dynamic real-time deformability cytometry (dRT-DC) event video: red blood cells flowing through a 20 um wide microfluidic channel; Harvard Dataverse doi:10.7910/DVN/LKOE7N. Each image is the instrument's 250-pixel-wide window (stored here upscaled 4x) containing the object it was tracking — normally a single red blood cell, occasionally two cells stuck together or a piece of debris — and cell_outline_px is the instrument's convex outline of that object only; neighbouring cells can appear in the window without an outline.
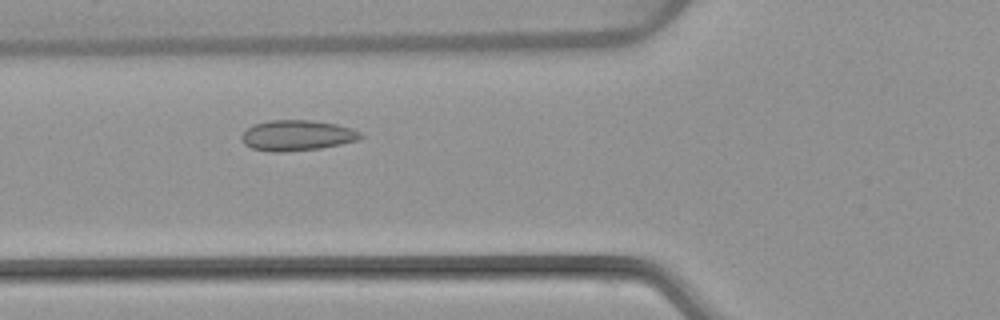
{"species": "common noctule bat (a hibernating species)", "species_latin": "Nyctalus noctula", "temperature_condition": "warm", "stored_images_in_passage": 47, "camera_frame_rate_fps": 3000, "um_per_image_px": 0.085, "animal": {"sex": "female", "body_mass_g": 22.7, "forearm_length_mm": 54.2}, "frame": {"image": 1, "passage_image": 14, "time_ms": 4.333, "image_size_px": [1000, 320], "cell_outline_px": [[364, 136], [360, 140], [320, 148], [284, 152], [272, 152], [252, 148], [244, 144], [240, 136], [252, 124], [268, 120], [308, 120], [336, 124], [352, 128], [360, 132]], "centroid_in_image_um": [25.25, 11.51], "position_along_channel_um": 100.6, "area_um2": 21.27}}
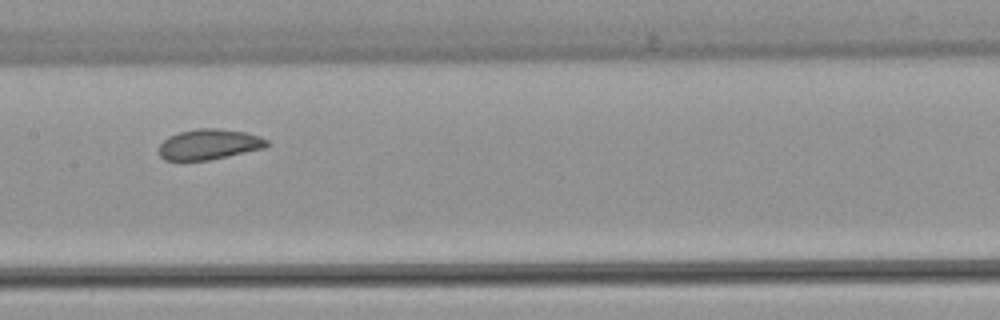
{"frame": {"image": 2, "passage_image": 21, "time_ms": 6.667, "image_size_px": [1000, 320], "cell_outline_px": [[272, 144], [264, 148], [208, 160], [164, 160], [160, 156], [160, 144], [168, 136], [180, 132], [196, 128], [216, 128], [244, 132], [260, 136], [268, 140]], "centroid_in_image_um": [17.79, 12.26], "position_along_channel_um": 189.6, "area_um2": 19.07}}
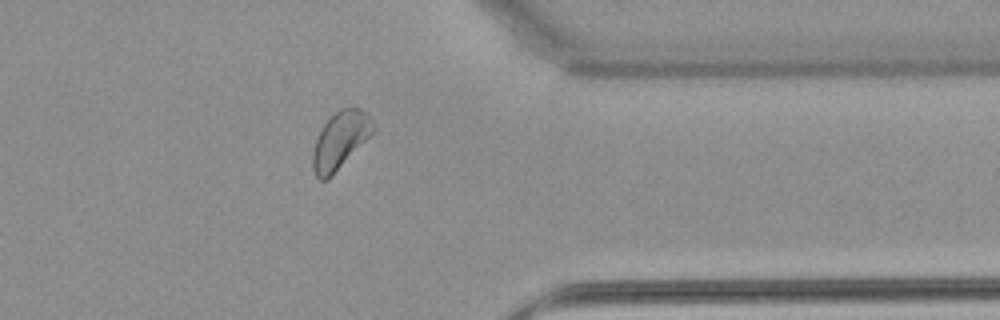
{"frame": {"image": 3, "passage_image": 37, "time_ms": 12.0, "image_size_px": [1000, 320], "cell_outline_px": [[376, 128], [332, 176], [328, 180], [320, 180], [316, 176], [312, 168], [312, 152], [316, 140], [324, 124], [340, 108], [360, 108], [368, 112]], "centroid_in_image_um": [28.91, 11.93], "position_along_channel_um": 382.5, "area_um2": 19.83}, "authors_computed_cell_mechanics": {"area_um2": 20.4612, "velocity_mm_per_s": 3.817, "shape_relaxation_time_tau1_ms": 3.4941, "shape_relaxation_time_tau2_ms": 0.8646, "deformation_change_tau1": 0.0661, "deformation_change_tau2": 0.0606}}